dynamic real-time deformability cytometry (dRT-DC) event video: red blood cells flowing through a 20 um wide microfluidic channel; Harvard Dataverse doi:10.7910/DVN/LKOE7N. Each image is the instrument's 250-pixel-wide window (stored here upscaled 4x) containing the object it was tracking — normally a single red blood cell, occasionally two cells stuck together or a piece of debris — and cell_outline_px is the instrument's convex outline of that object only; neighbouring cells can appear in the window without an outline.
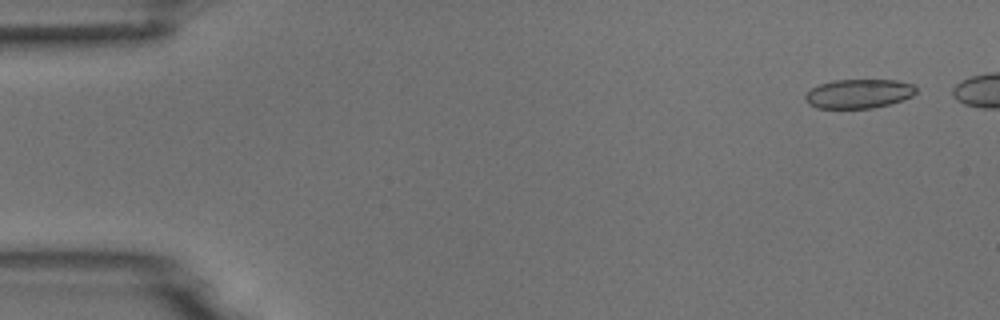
{"species": "common noctule bat (a hibernating species)", "species_latin": "Nyctalus noctula", "temperature_condition": "room temperature", "stored_images_in_passage": 6, "camera_frame_rate_fps": 3000, "um_per_image_px": 0.085, "animal": {"sex": "male", "body_mass_g": 18.8}, "frame": {"image": 1, "passage_image": 1, "time_ms": 0.0, "image_size_px": [1000, 320], "cell_outline_px": [[916, 92], [912, 96], [888, 104], [872, 108], [816, 108], [808, 104], [804, 100], [804, 96], [812, 88], [820, 84], [832, 80], [896, 80], [912, 84], [916, 88]], "centroid_in_image_um": [72.95, 7.96], "position_along_channel_um": 12.0, "area_um2": 18.73}}